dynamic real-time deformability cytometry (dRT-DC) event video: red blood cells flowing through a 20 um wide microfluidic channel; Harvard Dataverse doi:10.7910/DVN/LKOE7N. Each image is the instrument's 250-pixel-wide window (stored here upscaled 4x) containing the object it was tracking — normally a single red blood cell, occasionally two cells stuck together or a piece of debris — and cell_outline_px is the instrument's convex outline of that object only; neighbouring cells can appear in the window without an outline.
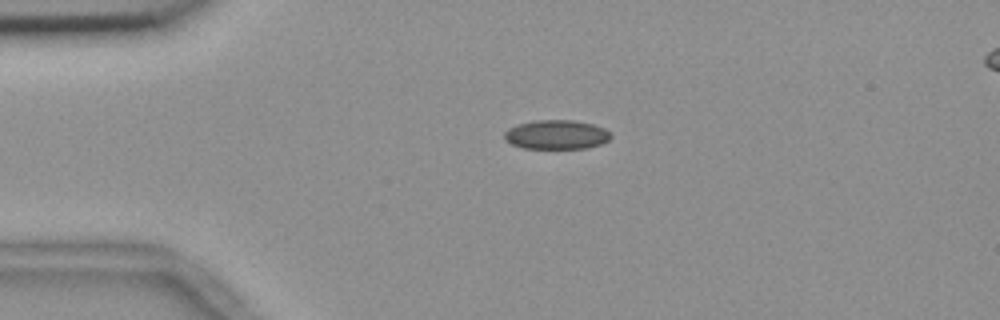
{"species": "common noctule bat (a hibernating species)", "species_latin": "Nyctalus noctula", "temperature_condition": "room temperature", "stored_images_in_passage": 2, "camera_frame_rate_fps": 3000, "um_per_image_px": 0.085, "animal": {"sex": "female", "body_mass_g": 18.4}, "frame": {"image": 1, "passage_image": 1, "time_ms": 0.0, "image_size_px": [1000, 320], "cell_outline_px": [[612, 136], [608, 140], [600, 144], [588, 148], [524, 148], [512, 144], [504, 140], [504, 132], [508, 128], [516, 124], [536, 120], [572, 120], [592, 124], [604, 128]], "centroid_in_image_um": [47.26, 11.44], "position_along_channel_um": 37.7, "area_um2": 18.09}}
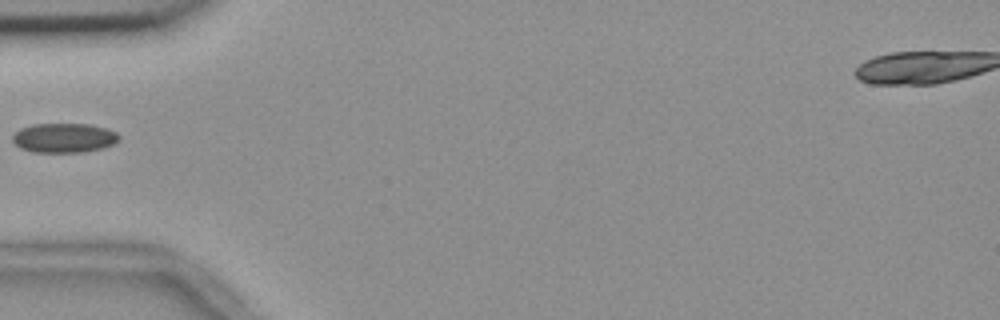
{"frame": {"image": 2, "passage_image": 2, "time_ms": 0.333, "image_size_px": [1000, 320], "cell_outline_px": [[120, 140], [104, 148], [84, 152], [32, 152], [20, 148], [12, 140], [12, 136], [20, 128], [32, 124], [88, 124], [104, 128], [116, 132], [120, 136]], "centroid_in_image_um": [5.44, 11.72], "position_along_channel_um": 79.6, "area_um2": 18.32}}